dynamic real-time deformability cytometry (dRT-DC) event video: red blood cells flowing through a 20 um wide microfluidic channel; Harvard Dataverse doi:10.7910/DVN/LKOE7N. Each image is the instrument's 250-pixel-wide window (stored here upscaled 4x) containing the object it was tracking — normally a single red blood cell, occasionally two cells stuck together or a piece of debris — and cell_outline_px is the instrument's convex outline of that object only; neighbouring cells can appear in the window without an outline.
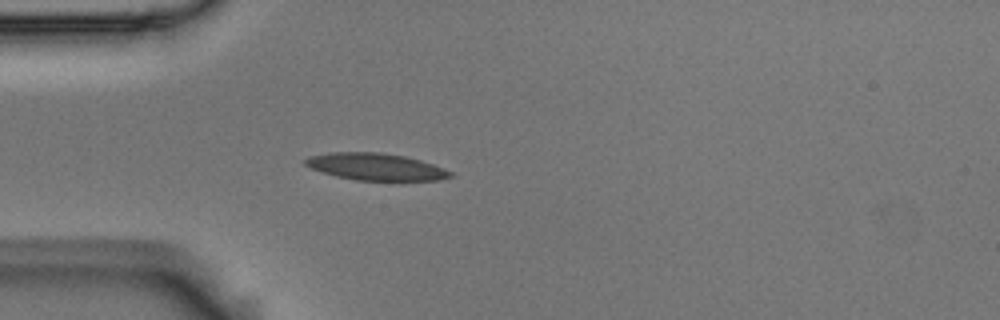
{"species": "Egyptian fruit bat (a non-hibernating species)", "species_latin": "Rousettus aegyptiacus", "temperature_condition": "room temperature", "stored_images_in_passage": 3, "camera_frame_rate_fps": 3000, "um_per_image_px": 0.085, "animal": {"sex": "male"}, "frame": {"image": 1, "passage_image": 3, "time_ms": 0.667, "image_size_px": [1000, 320], "cell_outline_px": [[456, 176], [440, 180], [356, 180], [336, 176], [312, 168], [304, 164], [304, 160], [308, 156], [328, 152], [380, 152], [404, 156], [420, 160], [444, 168], [452, 172]], "centroid_in_image_um": [31.96, 14.17], "position_along_channel_um": 53.0, "area_um2": 22.77}}